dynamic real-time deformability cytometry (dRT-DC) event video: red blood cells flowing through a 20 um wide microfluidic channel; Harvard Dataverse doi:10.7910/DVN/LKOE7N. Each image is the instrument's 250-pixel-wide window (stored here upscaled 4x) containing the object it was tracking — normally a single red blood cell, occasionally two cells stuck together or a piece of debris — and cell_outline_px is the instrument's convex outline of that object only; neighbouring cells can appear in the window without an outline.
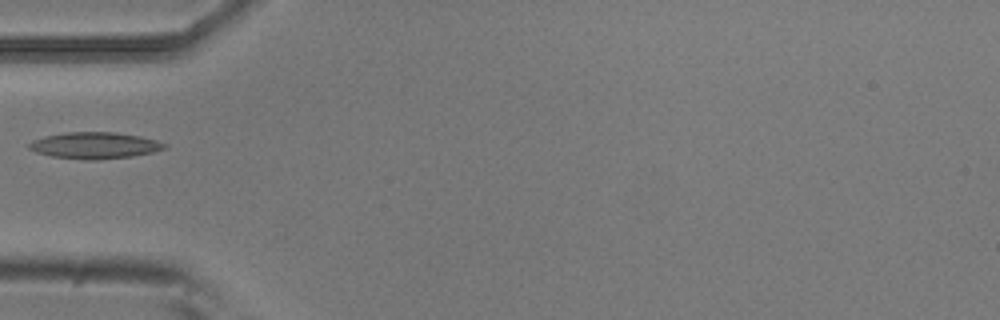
{"species": "common noctule bat (a hibernating species)", "species_latin": "Nyctalus noctula", "temperature_condition": "room temperature", "stored_images_in_passage": 6, "camera_frame_rate_fps": 3000, "um_per_image_px": 0.085, "animal": {"sex": "male", "body_mass_g": 20.5, "forearm_length_mm": 52.5}, "frame": {"image": 1, "passage_image": 4, "time_ms": 1.0, "image_size_px": [1000, 320], "cell_outline_px": [[168, 148], [152, 152], [132, 156], [100, 160], [84, 160], [52, 156], [36, 152], [28, 148], [28, 144], [32, 140], [44, 136], [64, 132], [116, 132], [140, 136], [156, 140], [168, 144]], "centroid_in_image_um": [8.06, 12.36], "position_along_channel_um": 76.9, "area_um2": 21.1}}
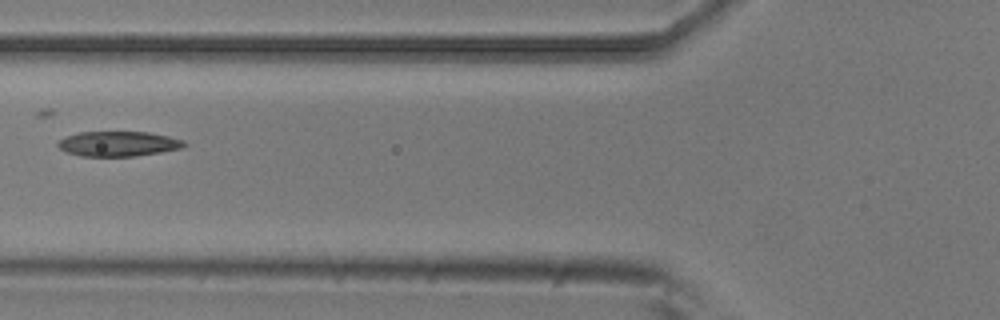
{"frame": {"image": 2, "passage_image": 5, "time_ms": 1.333, "image_size_px": [1000, 320], "cell_outline_px": [[188, 144], [180, 148], [160, 152], [136, 156], [80, 156], [68, 152], [60, 148], [56, 144], [56, 140], [64, 136], [80, 132], [148, 132], [168, 136], [184, 140]], "centroid_in_image_um": [10.02, 12.21], "position_along_channel_um": 115.8, "area_um2": 18.44}}
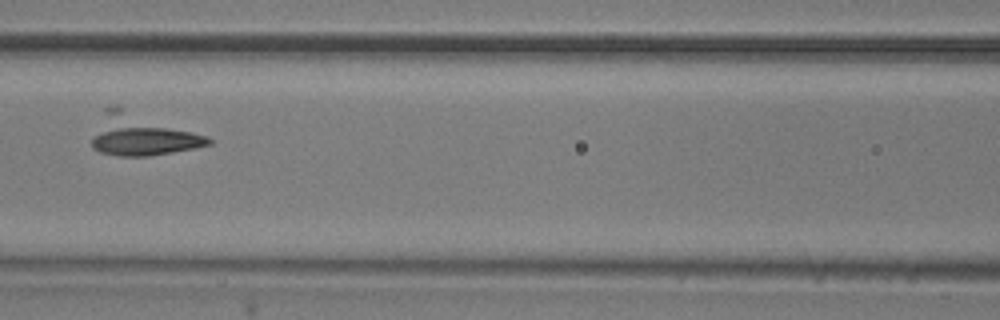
{"frame": {"image": 3, "passage_image": 6, "time_ms": 1.667, "image_size_px": [1000, 320], "cell_outline_px": [[212, 144], [196, 148], [148, 156], [120, 156], [100, 152], [92, 148], [92, 136], [104, 108], [116, 104], [208, 136], [212, 140]], "centroid_in_image_um": [12.03, 11.43], "position_along_channel_um": 154.6, "area_um2": 28.55}}